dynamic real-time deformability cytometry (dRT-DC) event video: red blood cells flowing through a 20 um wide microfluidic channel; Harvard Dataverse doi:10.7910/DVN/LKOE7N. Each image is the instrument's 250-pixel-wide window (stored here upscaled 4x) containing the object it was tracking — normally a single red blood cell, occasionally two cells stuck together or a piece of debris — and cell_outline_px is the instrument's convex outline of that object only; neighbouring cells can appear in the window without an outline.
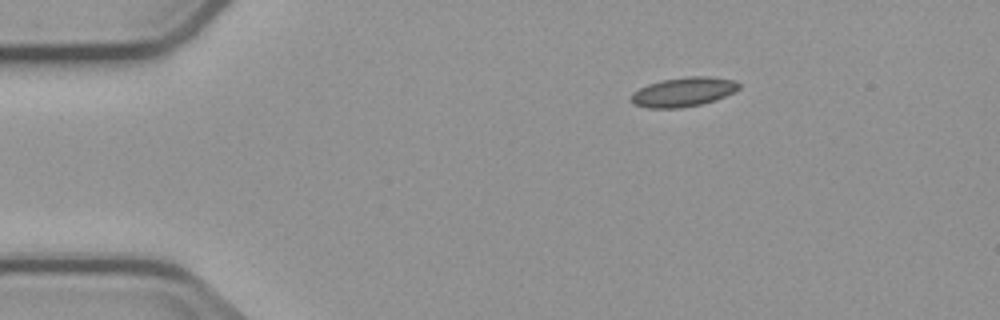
{"species": "common noctule bat (a hibernating species)", "species_latin": "Nyctalus noctula", "temperature_condition": "cold", "stored_images_in_passage": 3, "camera_frame_rate_fps": 3000, "um_per_image_px": 0.085, "animal": {"sex": "male", "body_mass_g": 23.1, "forearm_length_mm": 52.7}, "frame": {"image": 1, "passage_image": 1, "time_ms": 0.0, "image_size_px": [1000, 320], "cell_outline_px": [[740, 88], [736, 92], [716, 100], [700, 104], [680, 108], [648, 108], [632, 104], [628, 100], [632, 92], [648, 84], [660, 80], [688, 76], [708, 76], [736, 80], [740, 84]], "centroid_in_image_um": [58.08, 7.81], "position_along_channel_um": 26.9, "area_um2": 18.79}}